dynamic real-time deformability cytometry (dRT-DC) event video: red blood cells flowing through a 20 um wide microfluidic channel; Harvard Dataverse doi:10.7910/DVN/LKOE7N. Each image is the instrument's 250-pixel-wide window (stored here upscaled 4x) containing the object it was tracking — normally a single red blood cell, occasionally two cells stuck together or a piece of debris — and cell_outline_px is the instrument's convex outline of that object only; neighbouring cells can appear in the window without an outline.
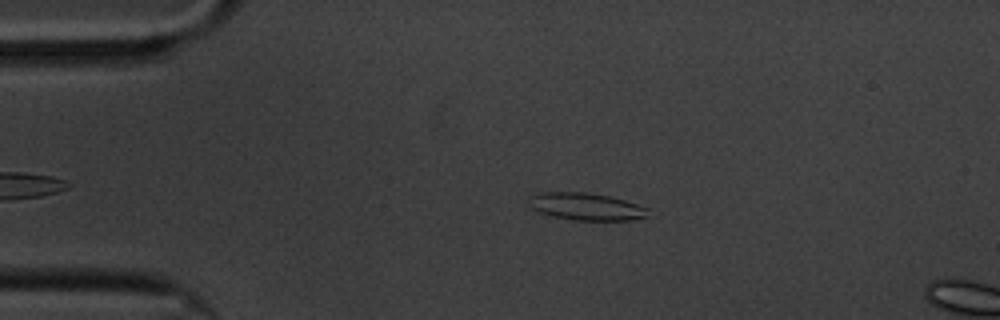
{"species": "common noctule bat (a hibernating species)", "species_latin": "Nyctalus noctula", "temperature_condition": "cold", "stored_images_in_passage": 15, "camera_frame_rate_fps": 3000, "um_per_image_px": 0.085, "animal": {"sex": "male", "body_mass_g": 20.1, "forearm_length_mm": 53.5}, "frame": {"image": 1, "passage_image": 11, "time_ms": 3.333, "image_size_px": [1000, 320], "cell_outline_px": [[648, 216], [632, 220], [576, 220], [552, 216], [540, 212], [532, 208], [528, 196], [540, 192], [584, 192], [608, 196], [624, 200], [648, 208]], "centroid_in_image_um": [49.81, 17.55], "position_along_channel_um": 35.2, "area_um2": 18.79}}